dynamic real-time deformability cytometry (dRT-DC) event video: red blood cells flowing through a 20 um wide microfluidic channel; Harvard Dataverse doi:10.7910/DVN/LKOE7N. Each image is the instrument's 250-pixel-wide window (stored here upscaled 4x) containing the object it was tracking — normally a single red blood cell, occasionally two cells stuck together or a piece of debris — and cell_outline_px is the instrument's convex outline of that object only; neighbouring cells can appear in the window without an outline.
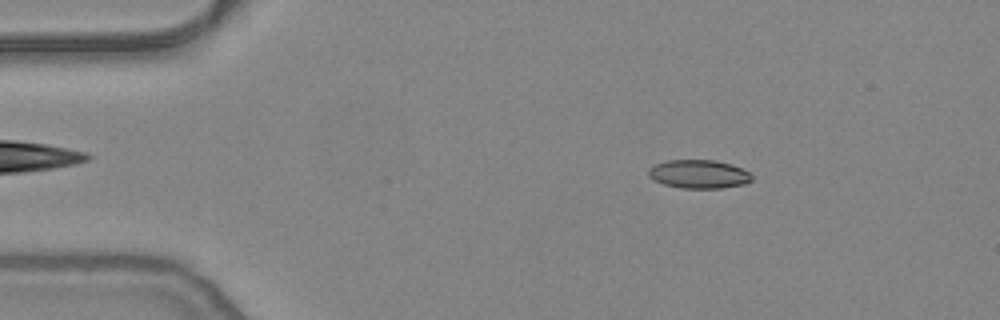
{"species": "common noctule bat (a hibernating species)", "species_latin": "Nyctalus noctula", "temperature_condition": "warm", "stored_images_in_passage": 53, "camera_frame_rate_fps": 3000, "um_per_image_px": 0.085, "animal": {"sex": "female", "body_mass_g": 24.6, "forearm_length_mm": 56.2}, "frame": {"image": 1, "passage_image": 8, "time_ms": 2.333, "image_size_px": [1000, 320], "cell_outline_px": [[752, 180], [748, 184], [720, 188], [680, 188], [664, 184], [648, 176], [648, 168], [656, 164], [668, 160], [716, 160], [732, 164], [748, 172], [752, 176]], "centroid_in_image_um": [59.42, 14.8], "position_along_channel_um": 25.6, "area_um2": 17.22}}
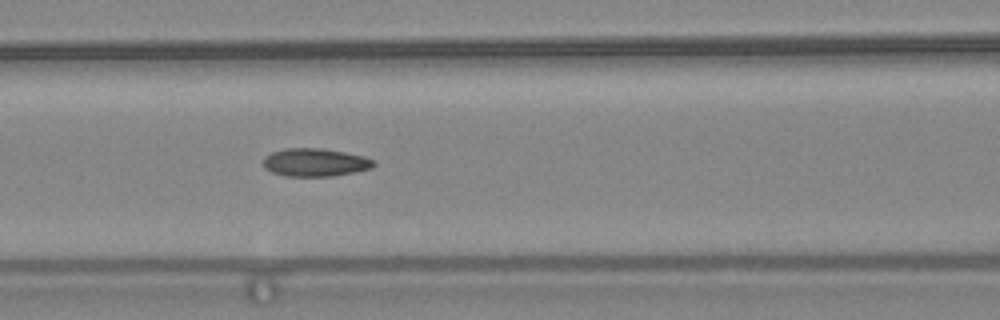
{"frame": {"image": 2, "passage_image": 22, "time_ms": 7.0, "image_size_px": [1000, 320], "cell_outline_px": [[376, 164], [372, 168], [356, 172], [332, 176], [284, 176], [272, 172], [264, 168], [264, 156], [272, 152], [284, 148], [320, 148], [344, 152], [364, 156], [372, 160]], "centroid_in_image_um": [26.77, 13.8], "position_along_channel_um": 139.8, "area_um2": 18.09}}
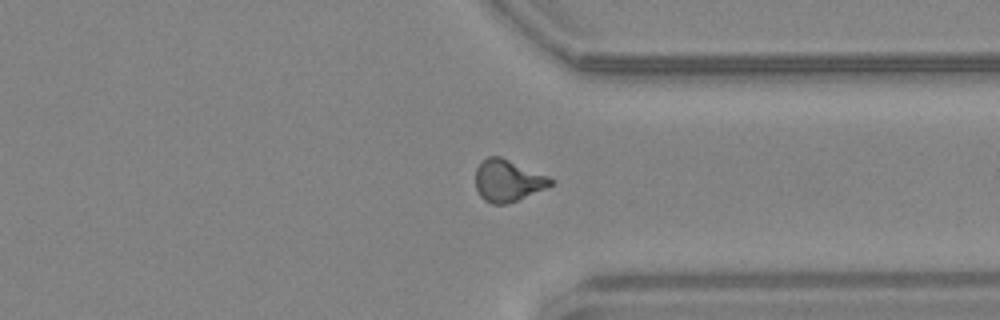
{"frame": {"image": 3, "passage_image": 40, "time_ms": 13.0, "image_size_px": [1000, 320], "cell_outline_px": [[552, 184], [544, 188], [516, 200], [504, 204], [492, 204], [484, 200], [480, 196], [476, 188], [476, 168], [488, 156], [500, 156], [548, 176], [552, 180]], "centroid_in_image_um": [43.12, 15.35], "position_along_channel_um": 368.3, "area_um2": 17.86}, "authors_computed_cell_mechanics": {"area_um2": 17.5134, "velocity_mm_per_s": 3.8372, "shape_relaxation_time_tau1_ms": null, "shape_relaxation_time_tau2_ms": 3.2038, "deformation_change_tau1": null, "deformation_change_tau2": 0.0991}}